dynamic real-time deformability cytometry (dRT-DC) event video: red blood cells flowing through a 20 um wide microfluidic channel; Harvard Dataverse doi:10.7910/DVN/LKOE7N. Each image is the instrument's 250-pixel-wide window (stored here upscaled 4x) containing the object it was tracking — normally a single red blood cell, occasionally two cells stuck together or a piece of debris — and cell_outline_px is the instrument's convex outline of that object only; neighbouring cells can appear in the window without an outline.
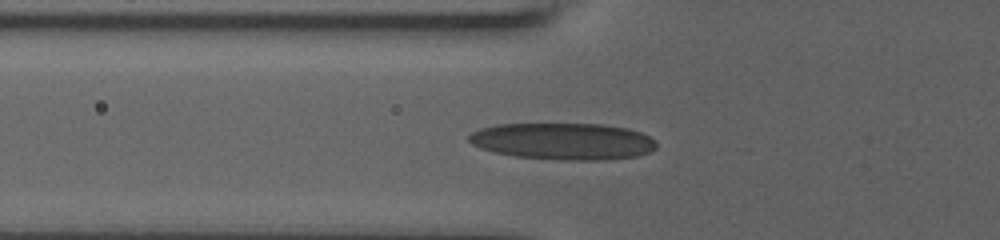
{"species": "human", "species_latin": "Homo sapiens", "temperature_condition": "room temperature", "stored_images_in_passage": 48, "camera_frame_rate_fps": 3000, "um_per_image_px": 0.085, "donor": {"sex": "male"}, "frame": {"image": 1, "passage_image": 2, "time_ms": 0.333, "image_size_px": [1000, 240], "cell_outline_px": [[656, 148], [648, 152], [636, 156], [604, 160], [560, 160], [516, 156], [492, 152], [480, 148], [472, 144], [468, 140], [468, 136], [472, 132], [480, 128], [496, 124], [600, 124], [628, 128], [640, 132], [656, 140]], "centroid_in_image_um": [47.84, 12.01], "position_along_channel_um": 78.0, "area_um2": 40.29}}
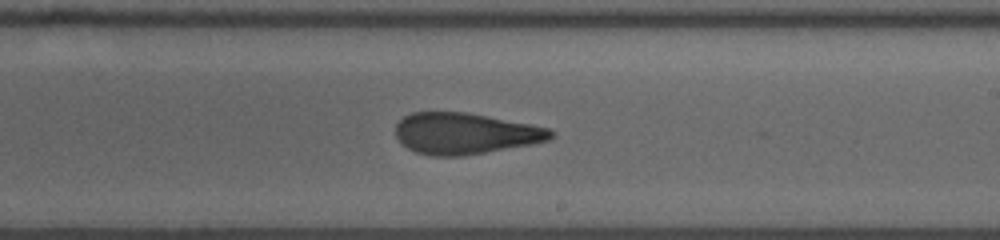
{"frame": {"image": 2, "passage_image": 22, "time_ms": 5.0, "image_size_px": [1000, 240], "cell_outline_px": [[556, 136], [548, 140], [532, 144], [464, 156], [432, 156], [416, 152], [408, 148], [396, 136], [396, 124], [404, 116], [412, 112], [468, 112], [532, 124], [548, 128], [556, 132]], "centroid_in_image_um": [39.57, 11.34], "position_along_channel_um": 249.4, "area_um2": 37.45}}
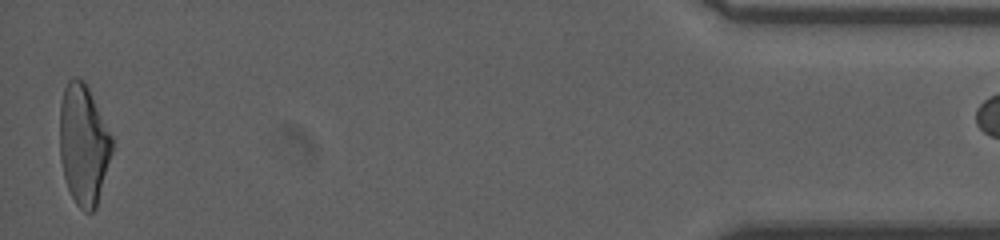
{"frame": {"image": 3, "passage_image": 46, "time_ms": 12.0, "image_size_px": [1000, 240], "cell_outline_px": [[112, 152], [96, 208], [92, 212], [84, 212], [76, 204], [68, 188], [64, 176], [60, 160], [60, 104], [64, 88], [68, 80], [72, 76], [76, 76], [84, 80], [112, 136]], "centroid_in_image_um": [7.09, 12.27], "position_along_channel_um": 428.1, "area_um2": 36.59}}